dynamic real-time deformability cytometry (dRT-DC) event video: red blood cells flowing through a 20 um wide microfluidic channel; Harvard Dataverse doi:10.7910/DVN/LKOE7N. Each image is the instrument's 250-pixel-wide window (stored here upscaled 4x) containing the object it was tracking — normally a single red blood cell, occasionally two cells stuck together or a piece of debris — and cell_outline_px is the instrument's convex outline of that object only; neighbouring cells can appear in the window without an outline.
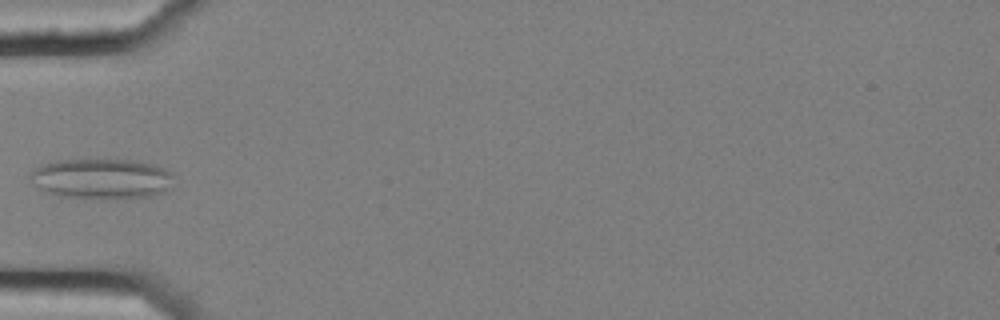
{"species": "common noctule bat (a hibernating species)", "species_latin": "Nyctalus noctula", "temperature_condition": "cold", "stored_images_in_passage": 8, "camera_frame_rate_fps": 3000, "um_per_image_px": 0.085, "animal": {"sex": "female", "body_mass_g": 25.1}, "frame": {"image": 1, "passage_image": 5, "time_ms": 1.333, "image_size_px": [1000, 320], "cell_outline_px": [[172, 188], [164, 192], [148, 196], [60, 196], [48, 192], [40, 188], [28, 180], [28, 172], [40, 164], [56, 160], [132, 160], [152, 164], [164, 168], [172, 172]], "centroid_in_image_um": [8.59, 15.14], "position_along_channel_um": 76.4, "area_um2": 33.0}}